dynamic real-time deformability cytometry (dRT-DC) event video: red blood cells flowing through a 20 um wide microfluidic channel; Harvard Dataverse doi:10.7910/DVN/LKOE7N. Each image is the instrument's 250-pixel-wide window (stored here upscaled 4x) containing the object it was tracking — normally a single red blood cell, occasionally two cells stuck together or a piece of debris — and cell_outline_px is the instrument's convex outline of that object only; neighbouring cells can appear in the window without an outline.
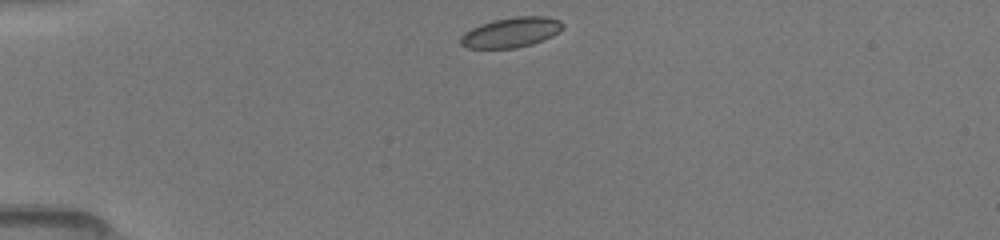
{"species": "common noctule bat (a hibernating species)", "species_latin": "Nyctalus noctula", "temperature_condition": "room temperature", "stored_images_in_passage": 7, "camera_frame_rate_fps": 3000, "um_per_image_px": 0.085, "animal": {"sex": "female", "body_mass_g": 19.5, "forearm_length_mm": 54.1}, "frame": {"image": 1, "passage_image": 1, "time_ms": 0.0, "image_size_px": [1000, 240], "cell_outline_px": [[564, 28], [560, 32], [552, 36], [532, 44], [516, 48], [468, 48], [460, 44], [460, 36], [464, 32], [480, 24], [496, 20], [516, 16], [548, 16], [560, 20], [564, 24]], "centroid_in_image_um": [43.47, 2.75], "position_along_channel_um": 41.5, "area_um2": 17.98}}
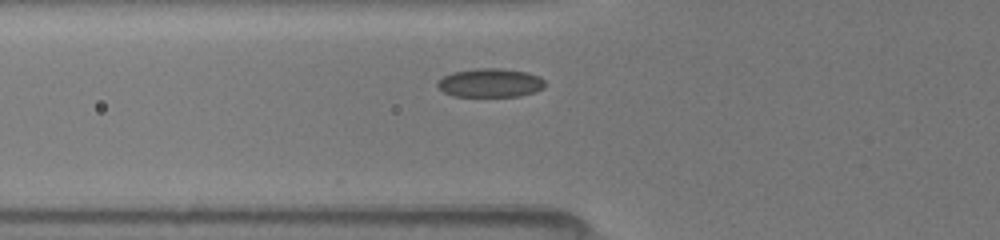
{"frame": {"image": 2, "passage_image": 6, "time_ms": 2.0, "image_size_px": [1000, 240], "cell_outline_px": [[544, 88], [520, 96], [452, 96], [444, 92], [436, 84], [444, 76], [452, 72], [476, 68], [500, 68], [528, 72], [544, 80]], "centroid_in_image_um": [41.66, 7.04], "position_along_channel_um": 84.1, "area_um2": 17.86}}